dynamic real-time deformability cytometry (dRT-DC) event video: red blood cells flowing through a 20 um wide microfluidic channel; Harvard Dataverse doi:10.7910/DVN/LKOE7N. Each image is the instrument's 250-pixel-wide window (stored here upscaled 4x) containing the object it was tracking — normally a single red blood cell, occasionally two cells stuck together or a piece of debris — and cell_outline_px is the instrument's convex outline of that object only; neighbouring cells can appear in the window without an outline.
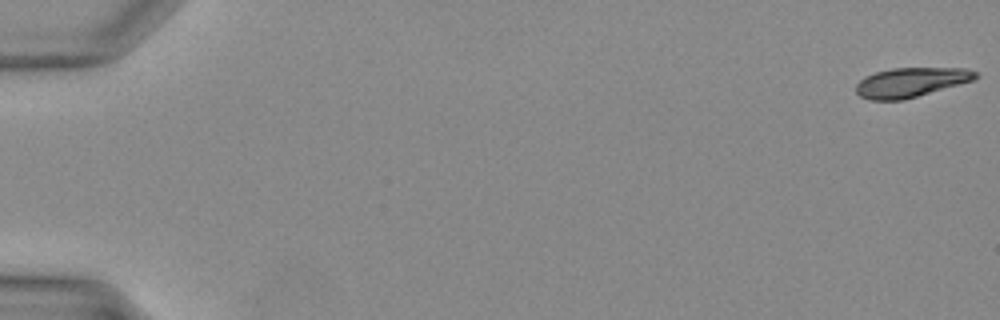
{"species": "Egyptian fruit bat (a non-hibernating species)", "species_latin": "Rousettus aegyptiacus", "temperature_condition": "warm", "stored_images_in_passage": 26, "camera_frame_rate_fps": 3000, "um_per_image_px": 0.085, "animal": {"sex": "female"}, "frame": {"image": 1, "passage_image": 1, "time_ms": 0.0, "image_size_px": [1000, 320], "cell_outline_px": [[980, 76], [972, 80], [904, 100], [868, 100], [860, 96], [856, 92], [856, 84], [864, 76], [876, 72], [892, 68], [964, 68], [976, 72]], "centroid_in_image_um": [77.38, 7.0], "position_along_channel_um": 7.6, "area_um2": 20.4}}
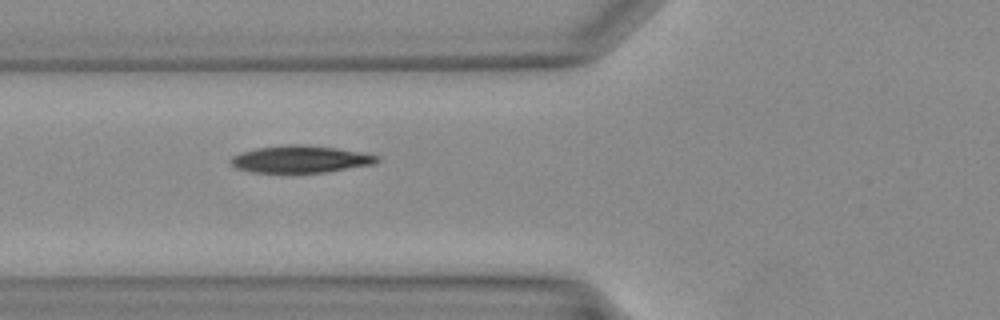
{"frame": {"image": 2, "passage_image": 16, "time_ms": 5.0, "image_size_px": [1000, 320], "cell_outline_px": [[380, 160], [376, 164], [328, 172], [288, 176], [252, 172], [236, 168], [228, 160], [232, 156], [240, 152], [256, 148], [288, 144], [304, 144], [336, 148], [360, 152], [380, 156]], "centroid_in_image_um": [25.51, 13.58], "position_along_channel_um": 100.3, "area_um2": 24.39}}
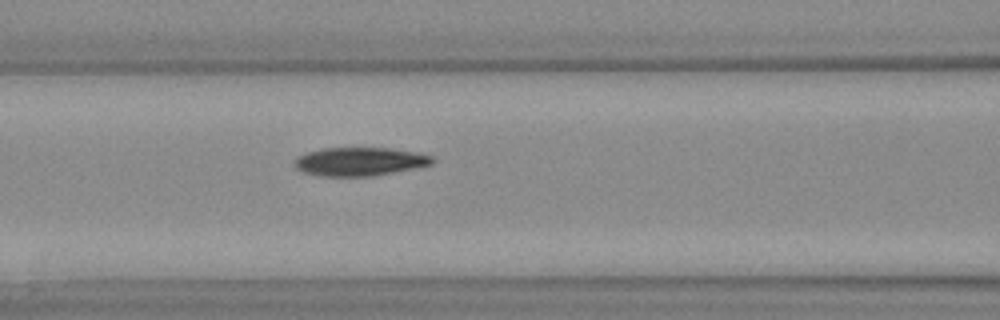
{"frame": {"image": 3, "passage_image": 18, "time_ms": 5.667, "image_size_px": [1000, 320], "cell_outline_px": [[436, 160], [432, 164], [372, 176], [320, 176], [304, 172], [296, 168], [296, 156], [308, 152], [324, 148], [392, 148], [432, 156]], "centroid_in_image_um": [30.56, 13.73], "position_along_channel_um": 136.0, "area_um2": 22.54}}